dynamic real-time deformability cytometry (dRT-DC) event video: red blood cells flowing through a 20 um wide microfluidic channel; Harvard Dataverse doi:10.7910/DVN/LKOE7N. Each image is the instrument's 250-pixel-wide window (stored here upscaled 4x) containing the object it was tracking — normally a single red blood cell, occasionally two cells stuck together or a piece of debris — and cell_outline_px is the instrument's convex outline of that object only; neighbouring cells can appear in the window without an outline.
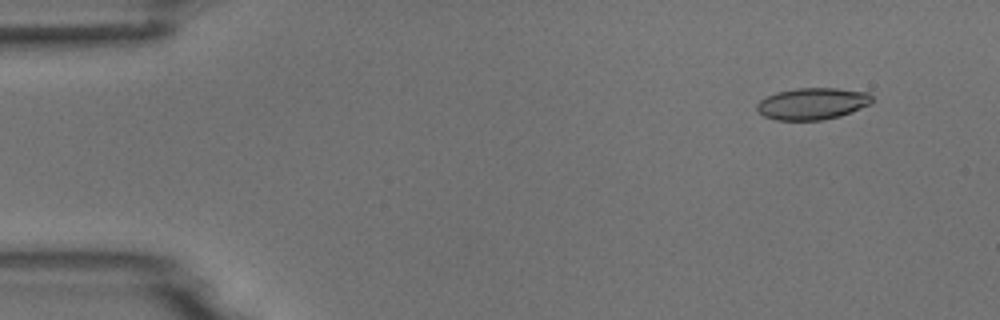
{"species": "common noctule bat (a hibernating species)", "species_latin": "Nyctalus noctula", "temperature_condition": "room temperature", "stored_images_in_passage": 53, "camera_frame_rate_fps": 3000, "um_per_image_px": 0.085, "animal": {"sex": "male", "body_mass_g": 18.8}, "frame": {"image": 1, "passage_image": 5, "time_ms": 1.333, "image_size_px": [1000, 320], "cell_outline_px": [[872, 104], [840, 116], [820, 120], [776, 120], [764, 116], [756, 108], [756, 104], [760, 100], [776, 92], [796, 88], [836, 88], [868, 92], [872, 96]], "centroid_in_image_um": [69.07, 8.81], "position_along_channel_um": 15.9, "area_um2": 21.33}}
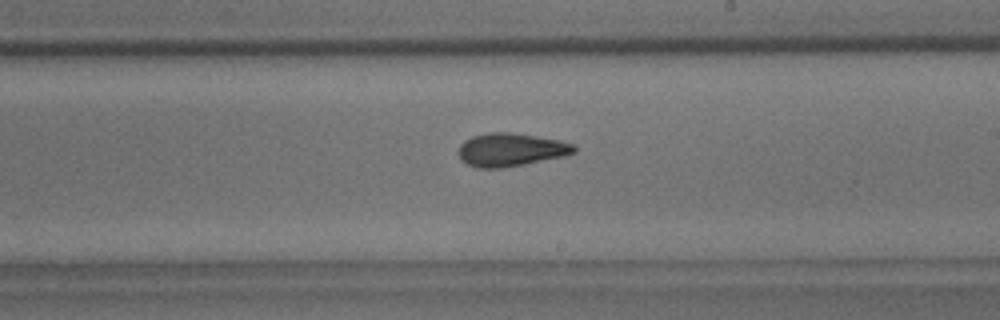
{"frame": {"image": 2, "passage_image": 31, "time_ms": 10.0, "image_size_px": [1000, 320], "cell_outline_px": [[576, 152], [564, 156], [524, 164], [500, 168], [476, 168], [460, 160], [460, 144], [464, 140], [472, 136], [488, 132], [508, 132], [536, 136], [560, 140], [576, 144]], "centroid_in_image_um": [43.43, 12.72], "position_along_channel_um": 245.6, "area_um2": 22.37}}
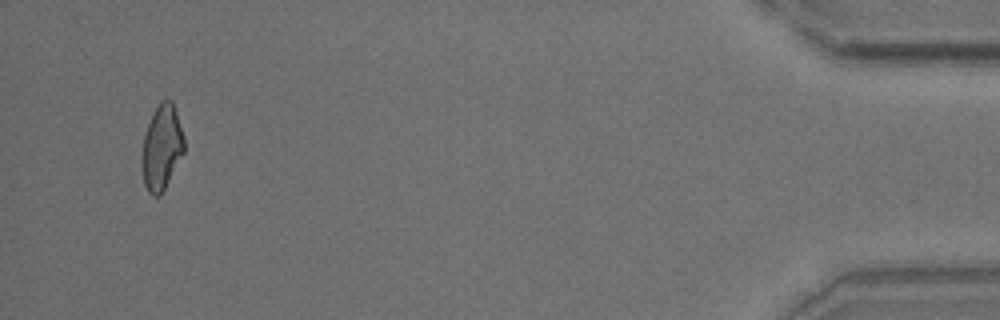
{"frame": {"image": 3, "passage_image": 51, "time_ms": 16.667, "image_size_px": [1000, 320], "cell_outline_px": [[184, 152], [160, 196], [152, 196], [148, 192], [144, 184], [140, 160], [144, 136], [148, 124], [160, 100], [172, 100], [184, 136]], "centroid_in_image_um": [13.73, 12.56], "position_along_channel_um": 421.5, "area_um2": 20.87}}